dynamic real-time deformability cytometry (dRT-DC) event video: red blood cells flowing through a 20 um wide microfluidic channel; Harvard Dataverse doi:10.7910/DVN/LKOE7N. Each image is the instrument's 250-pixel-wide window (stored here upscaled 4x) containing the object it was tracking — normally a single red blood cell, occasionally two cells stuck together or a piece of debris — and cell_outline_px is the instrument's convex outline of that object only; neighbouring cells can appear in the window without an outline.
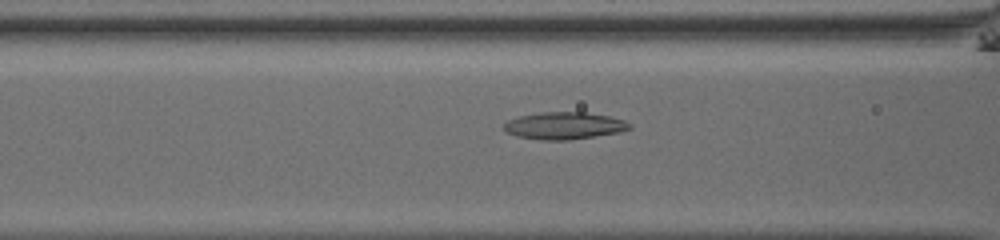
{"species": "common noctule bat (a hibernating species)", "species_latin": "Nyctalus noctula", "temperature_condition": "room temperature", "stored_images_in_passage": 35, "camera_frame_rate_fps": 3000, "um_per_image_px": 0.085, "animal": {"sex": "male", "body_mass_g": 13.0, "forearm_length_mm": 53.1}, "frame": {"image": 1, "passage_image": 5, "time_ms": 1.333, "image_size_px": [1000, 240], "cell_outline_px": [[632, 128], [620, 132], [568, 140], [540, 140], [516, 136], [504, 132], [504, 124], [508, 120], [520, 116], [540, 112], [584, 112], [608, 116], [624, 120], [632, 124]], "centroid_in_image_um": [47.95, 10.69], "position_along_channel_um": 118.7, "area_um2": 19.94}}
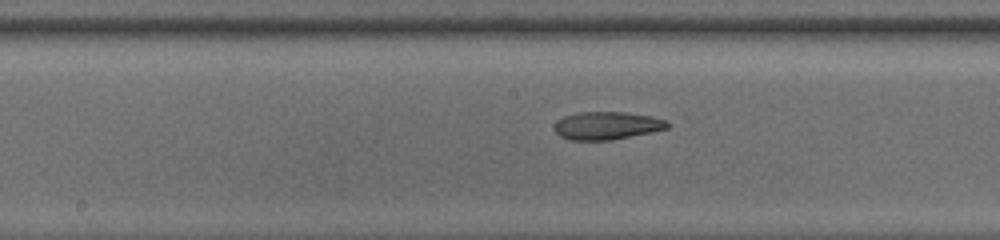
{"frame": {"image": 2, "passage_image": 11, "time_ms": 3.333, "image_size_px": [1000, 240], "cell_outline_px": [[672, 124], [668, 128], [612, 140], [568, 140], [560, 136], [556, 132], [556, 120], [564, 116], [580, 112], [624, 112], [648, 116], [668, 120]], "centroid_in_image_um": [51.59, 10.68], "position_along_channel_um": 196.6, "area_um2": 18.26}}
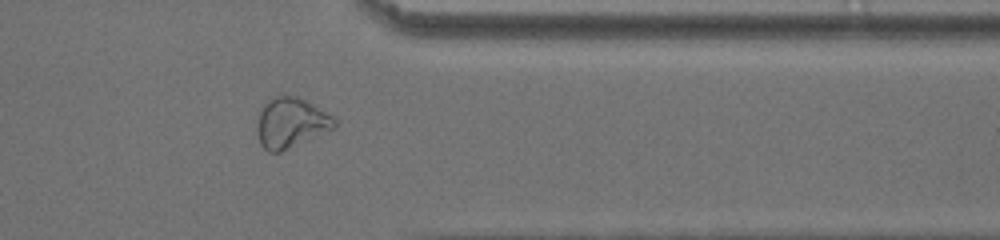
{"frame": {"image": 3, "passage_image": 26, "time_ms": 8.333, "image_size_px": [1000, 240], "cell_outline_px": [[336, 124], [332, 128], [280, 152], [268, 152], [260, 144], [256, 132], [256, 112], [268, 100], [276, 96], [296, 96], [312, 104], [332, 116], [336, 120]], "centroid_in_image_um": [24.63, 10.43], "position_along_channel_um": 386.8, "area_um2": 22.37}, "authors_computed_cell_mechanics": {"area_um2": 19.4786, "velocity_mm_per_s": 3.8695, "shape_relaxation_time_tau1_ms": null, "shape_relaxation_time_tau2_ms": 2.4037, "deformation_change_tau1": null, "deformation_change_tau2": 0.1007}}